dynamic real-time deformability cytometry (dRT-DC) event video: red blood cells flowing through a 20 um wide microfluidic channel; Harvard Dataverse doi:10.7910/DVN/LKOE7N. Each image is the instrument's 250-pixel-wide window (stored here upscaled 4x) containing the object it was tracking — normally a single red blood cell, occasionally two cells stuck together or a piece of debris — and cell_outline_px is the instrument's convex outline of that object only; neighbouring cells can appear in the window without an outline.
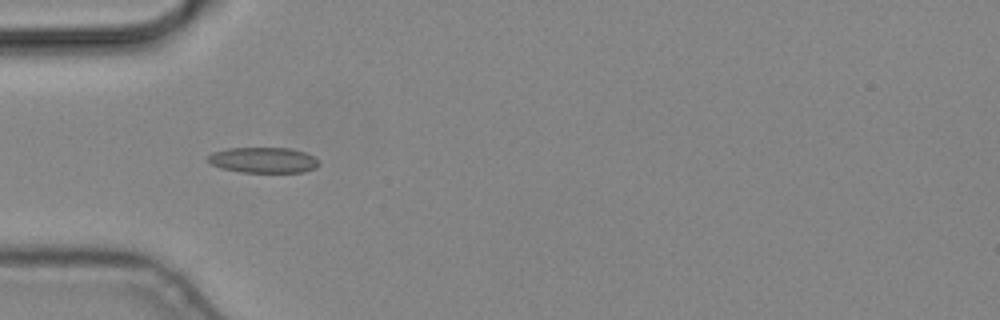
{"species": "common noctule bat (a hibernating species)", "species_latin": "Nyctalus noctula", "temperature_condition": "cold", "stored_images_in_passage": 7, "camera_frame_rate_fps": 3000, "um_per_image_px": 0.085, "animal": {"sex": "male", "body_mass_g": 19.2, "forearm_length_mm": 51.8}, "frame": {"image": 1, "passage_image": 4, "time_ms": 1.0, "image_size_px": [1000, 320], "cell_outline_px": [[320, 164], [316, 168], [304, 172], [240, 172], [220, 168], [212, 164], [208, 160], [208, 156], [212, 152], [228, 148], [292, 148], [304, 152], [312, 156]], "centroid_in_image_um": [22.38, 13.61], "position_along_channel_um": 62.6, "area_um2": 16.53}}
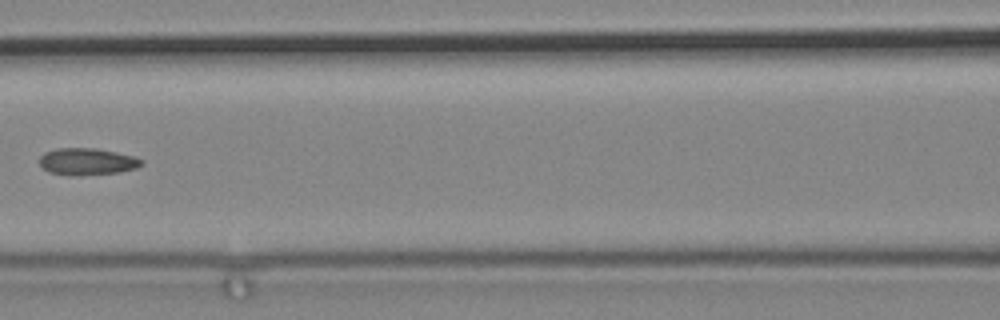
{"frame": {"image": 2, "passage_image": 6, "time_ms": 1.667, "image_size_px": [1000, 320], "cell_outline_px": [[144, 164], [136, 168], [120, 172], [76, 176], [68, 176], [48, 172], [40, 168], [40, 156], [44, 152], [56, 148], [96, 148], [116, 152], [132, 156], [144, 160]], "centroid_in_image_um": [7.37, 13.74], "position_along_channel_um": 159.2, "area_um2": 16.3}}
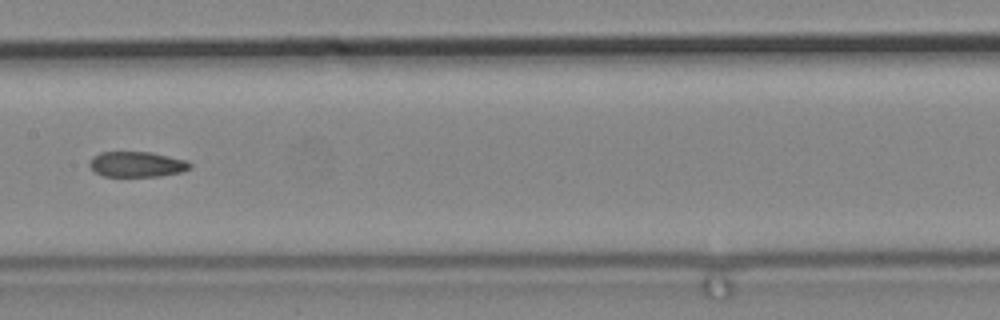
{"frame": {"image": 3, "passage_image": 7, "time_ms": 2.0, "image_size_px": [1000, 320], "cell_outline_px": [[192, 168], [180, 172], [160, 176], [104, 176], [96, 172], [88, 164], [88, 160], [92, 156], [100, 152], [152, 152], [188, 160], [192, 164]], "centroid_in_image_um": [11.65, 13.95], "position_along_channel_um": 195.8, "area_um2": 15.03}}